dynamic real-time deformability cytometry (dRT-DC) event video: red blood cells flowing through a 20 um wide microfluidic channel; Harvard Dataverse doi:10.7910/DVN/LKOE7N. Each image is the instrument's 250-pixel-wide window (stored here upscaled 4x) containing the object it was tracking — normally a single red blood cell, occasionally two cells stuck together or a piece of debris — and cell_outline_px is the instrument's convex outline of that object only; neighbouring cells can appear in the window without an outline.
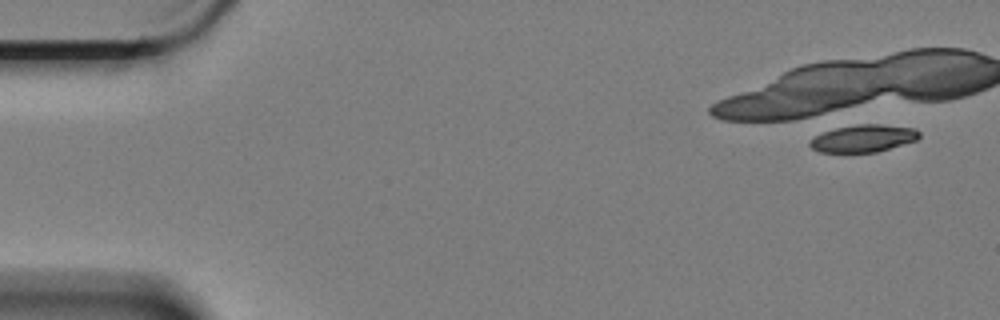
{"species": "Egyptian fruit bat (a non-hibernating species)", "species_latin": "Rousettus aegyptiacus", "temperature_condition": "cold", "stored_images_in_passage": 49, "camera_frame_rate_fps": 3000, "um_per_image_px": 0.085, "animal": {"sex": "female"}, "frame": {"image": 1, "passage_image": 1, "time_ms": 0.0, "image_size_px": [1000, 320], "cell_outline_px": [[920, 136], [916, 140], [876, 152], [820, 152], [812, 148], [808, 144], [816, 136], [824, 132], [836, 128], [860, 124], [880, 124], [916, 128], [920, 132]], "centroid_in_image_um": [73.41, 11.76], "position_along_channel_um": 11.6, "area_um2": 17.17}}
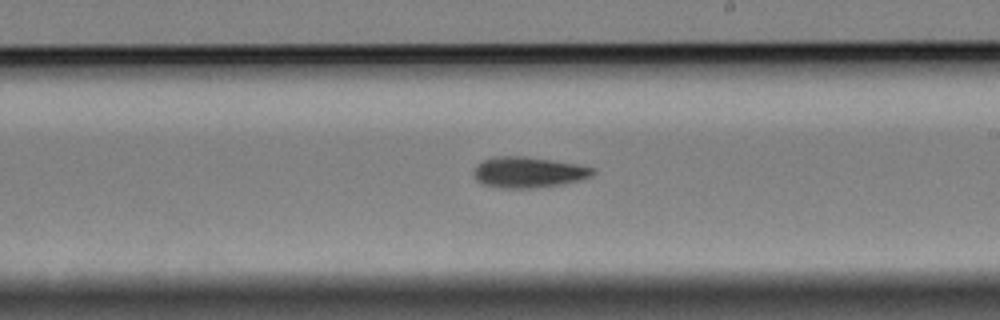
{"frame": {"image": 2, "passage_image": 24, "time_ms": 7.667, "image_size_px": [1000, 320], "cell_outline_px": [[596, 172], [592, 176], [560, 184], [528, 188], [504, 188], [484, 184], [476, 180], [476, 164], [484, 160], [496, 156], [524, 156], [576, 164], [596, 168]], "centroid_in_image_um": [44.93, 14.63], "position_along_channel_um": 244.1, "area_um2": 20.92}}
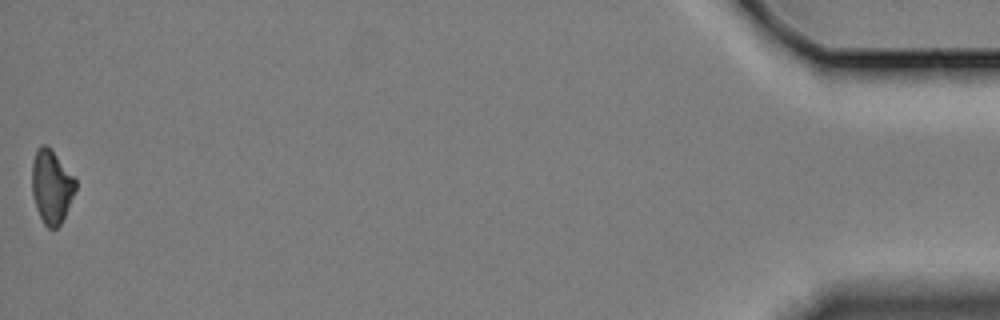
{"frame": {"image": 3, "passage_image": 49, "time_ms": 16.0, "image_size_px": [1000, 320], "cell_outline_px": [[76, 188], [64, 216], [60, 224], [56, 228], [48, 228], [44, 224], [36, 208], [32, 196], [32, 164], [36, 148], [40, 144], [48, 144], [76, 180]], "centroid_in_image_um": [4.35, 15.82], "position_along_channel_um": 430.9, "area_um2": 18.61}, "authors_computed_cell_mechanics": {"area_um2": 20.6924, "velocity_mm_per_s": 3.3607, "shape_relaxation_time_tau1_ms": 5.0265, "shape_relaxation_time_tau2_ms": null, "deformation_change_tau1": 0.1205, "deformation_change_tau2": null}}